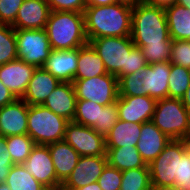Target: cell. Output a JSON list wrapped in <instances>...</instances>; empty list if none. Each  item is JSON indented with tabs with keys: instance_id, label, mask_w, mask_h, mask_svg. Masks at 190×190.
Wrapping results in <instances>:
<instances>
[{
	"instance_id": "cell-25",
	"label": "cell",
	"mask_w": 190,
	"mask_h": 190,
	"mask_svg": "<svg viewBox=\"0 0 190 190\" xmlns=\"http://www.w3.org/2000/svg\"><path fill=\"white\" fill-rule=\"evenodd\" d=\"M77 63L78 68L74 79H88L108 73L102 59L89 43L79 48Z\"/></svg>"
},
{
	"instance_id": "cell-26",
	"label": "cell",
	"mask_w": 190,
	"mask_h": 190,
	"mask_svg": "<svg viewBox=\"0 0 190 190\" xmlns=\"http://www.w3.org/2000/svg\"><path fill=\"white\" fill-rule=\"evenodd\" d=\"M108 164L120 171L145 167L140 153L136 147L106 148Z\"/></svg>"
},
{
	"instance_id": "cell-8",
	"label": "cell",
	"mask_w": 190,
	"mask_h": 190,
	"mask_svg": "<svg viewBox=\"0 0 190 190\" xmlns=\"http://www.w3.org/2000/svg\"><path fill=\"white\" fill-rule=\"evenodd\" d=\"M77 100H88L102 106L113 104L119 97L118 79L115 75L104 74L88 79H74Z\"/></svg>"
},
{
	"instance_id": "cell-2",
	"label": "cell",
	"mask_w": 190,
	"mask_h": 190,
	"mask_svg": "<svg viewBox=\"0 0 190 190\" xmlns=\"http://www.w3.org/2000/svg\"><path fill=\"white\" fill-rule=\"evenodd\" d=\"M131 38L136 47L172 44L165 9L145 3L132 7Z\"/></svg>"
},
{
	"instance_id": "cell-12",
	"label": "cell",
	"mask_w": 190,
	"mask_h": 190,
	"mask_svg": "<svg viewBox=\"0 0 190 190\" xmlns=\"http://www.w3.org/2000/svg\"><path fill=\"white\" fill-rule=\"evenodd\" d=\"M22 165L45 187L61 184L57 180L48 145L36 144Z\"/></svg>"
},
{
	"instance_id": "cell-33",
	"label": "cell",
	"mask_w": 190,
	"mask_h": 190,
	"mask_svg": "<svg viewBox=\"0 0 190 190\" xmlns=\"http://www.w3.org/2000/svg\"><path fill=\"white\" fill-rule=\"evenodd\" d=\"M17 58L15 29L8 24L0 23V66Z\"/></svg>"
},
{
	"instance_id": "cell-4",
	"label": "cell",
	"mask_w": 190,
	"mask_h": 190,
	"mask_svg": "<svg viewBox=\"0 0 190 190\" xmlns=\"http://www.w3.org/2000/svg\"><path fill=\"white\" fill-rule=\"evenodd\" d=\"M151 121L170 140H184L190 133V113L181 99L157 100Z\"/></svg>"
},
{
	"instance_id": "cell-18",
	"label": "cell",
	"mask_w": 190,
	"mask_h": 190,
	"mask_svg": "<svg viewBox=\"0 0 190 190\" xmlns=\"http://www.w3.org/2000/svg\"><path fill=\"white\" fill-rule=\"evenodd\" d=\"M171 140L152 121L142 123L136 149L146 165H149L164 150Z\"/></svg>"
},
{
	"instance_id": "cell-1",
	"label": "cell",
	"mask_w": 190,
	"mask_h": 190,
	"mask_svg": "<svg viewBox=\"0 0 190 190\" xmlns=\"http://www.w3.org/2000/svg\"><path fill=\"white\" fill-rule=\"evenodd\" d=\"M132 7L122 2L86 7L84 18L88 41L101 37L131 36Z\"/></svg>"
},
{
	"instance_id": "cell-9",
	"label": "cell",
	"mask_w": 190,
	"mask_h": 190,
	"mask_svg": "<svg viewBox=\"0 0 190 190\" xmlns=\"http://www.w3.org/2000/svg\"><path fill=\"white\" fill-rule=\"evenodd\" d=\"M17 58L41 68L49 58L51 46L45 29H15Z\"/></svg>"
},
{
	"instance_id": "cell-44",
	"label": "cell",
	"mask_w": 190,
	"mask_h": 190,
	"mask_svg": "<svg viewBox=\"0 0 190 190\" xmlns=\"http://www.w3.org/2000/svg\"><path fill=\"white\" fill-rule=\"evenodd\" d=\"M143 1L149 5L161 7L164 9L177 3V0H143Z\"/></svg>"
},
{
	"instance_id": "cell-14",
	"label": "cell",
	"mask_w": 190,
	"mask_h": 190,
	"mask_svg": "<svg viewBox=\"0 0 190 190\" xmlns=\"http://www.w3.org/2000/svg\"><path fill=\"white\" fill-rule=\"evenodd\" d=\"M116 102L119 120L140 124L152 120L156 100L150 96H119Z\"/></svg>"
},
{
	"instance_id": "cell-27",
	"label": "cell",
	"mask_w": 190,
	"mask_h": 190,
	"mask_svg": "<svg viewBox=\"0 0 190 190\" xmlns=\"http://www.w3.org/2000/svg\"><path fill=\"white\" fill-rule=\"evenodd\" d=\"M102 105L88 100H77L73 122L93 128L100 134V116Z\"/></svg>"
},
{
	"instance_id": "cell-41",
	"label": "cell",
	"mask_w": 190,
	"mask_h": 190,
	"mask_svg": "<svg viewBox=\"0 0 190 190\" xmlns=\"http://www.w3.org/2000/svg\"><path fill=\"white\" fill-rule=\"evenodd\" d=\"M5 137L0 135V184L5 183L12 166L14 165L10 154L7 152Z\"/></svg>"
},
{
	"instance_id": "cell-47",
	"label": "cell",
	"mask_w": 190,
	"mask_h": 190,
	"mask_svg": "<svg viewBox=\"0 0 190 190\" xmlns=\"http://www.w3.org/2000/svg\"><path fill=\"white\" fill-rule=\"evenodd\" d=\"M74 190H102L97 182L90 183L84 187L76 188Z\"/></svg>"
},
{
	"instance_id": "cell-32",
	"label": "cell",
	"mask_w": 190,
	"mask_h": 190,
	"mask_svg": "<svg viewBox=\"0 0 190 190\" xmlns=\"http://www.w3.org/2000/svg\"><path fill=\"white\" fill-rule=\"evenodd\" d=\"M168 97L182 99L190 85V69L171 64Z\"/></svg>"
},
{
	"instance_id": "cell-20",
	"label": "cell",
	"mask_w": 190,
	"mask_h": 190,
	"mask_svg": "<svg viewBox=\"0 0 190 190\" xmlns=\"http://www.w3.org/2000/svg\"><path fill=\"white\" fill-rule=\"evenodd\" d=\"M60 81L42 67L36 68L22 99L28 105H43Z\"/></svg>"
},
{
	"instance_id": "cell-5",
	"label": "cell",
	"mask_w": 190,
	"mask_h": 190,
	"mask_svg": "<svg viewBox=\"0 0 190 190\" xmlns=\"http://www.w3.org/2000/svg\"><path fill=\"white\" fill-rule=\"evenodd\" d=\"M69 121L43 105H29L28 135L37 145L64 140Z\"/></svg>"
},
{
	"instance_id": "cell-31",
	"label": "cell",
	"mask_w": 190,
	"mask_h": 190,
	"mask_svg": "<svg viewBox=\"0 0 190 190\" xmlns=\"http://www.w3.org/2000/svg\"><path fill=\"white\" fill-rule=\"evenodd\" d=\"M150 187L151 180L148 165L122 171L120 190H150Z\"/></svg>"
},
{
	"instance_id": "cell-23",
	"label": "cell",
	"mask_w": 190,
	"mask_h": 190,
	"mask_svg": "<svg viewBox=\"0 0 190 190\" xmlns=\"http://www.w3.org/2000/svg\"><path fill=\"white\" fill-rule=\"evenodd\" d=\"M171 62L151 63L147 65V95L161 100L168 97V80Z\"/></svg>"
},
{
	"instance_id": "cell-38",
	"label": "cell",
	"mask_w": 190,
	"mask_h": 190,
	"mask_svg": "<svg viewBox=\"0 0 190 190\" xmlns=\"http://www.w3.org/2000/svg\"><path fill=\"white\" fill-rule=\"evenodd\" d=\"M24 0H0V23L12 25Z\"/></svg>"
},
{
	"instance_id": "cell-37",
	"label": "cell",
	"mask_w": 190,
	"mask_h": 190,
	"mask_svg": "<svg viewBox=\"0 0 190 190\" xmlns=\"http://www.w3.org/2000/svg\"><path fill=\"white\" fill-rule=\"evenodd\" d=\"M118 119L117 102L105 105L100 116V135L106 137Z\"/></svg>"
},
{
	"instance_id": "cell-46",
	"label": "cell",
	"mask_w": 190,
	"mask_h": 190,
	"mask_svg": "<svg viewBox=\"0 0 190 190\" xmlns=\"http://www.w3.org/2000/svg\"><path fill=\"white\" fill-rule=\"evenodd\" d=\"M181 100L184 106L187 108V110L190 113V85Z\"/></svg>"
},
{
	"instance_id": "cell-34",
	"label": "cell",
	"mask_w": 190,
	"mask_h": 190,
	"mask_svg": "<svg viewBox=\"0 0 190 190\" xmlns=\"http://www.w3.org/2000/svg\"><path fill=\"white\" fill-rule=\"evenodd\" d=\"M172 44H146L139 47L148 64L170 62Z\"/></svg>"
},
{
	"instance_id": "cell-28",
	"label": "cell",
	"mask_w": 190,
	"mask_h": 190,
	"mask_svg": "<svg viewBox=\"0 0 190 190\" xmlns=\"http://www.w3.org/2000/svg\"><path fill=\"white\" fill-rule=\"evenodd\" d=\"M119 96L147 95V66L118 79Z\"/></svg>"
},
{
	"instance_id": "cell-17",
	"label": "cell",
	"mask_w": 190,
	"mask_h": 190,
	"mask_svg": "<svg viewBox=\"0 0 190 190\" xmlns=\"http://www.w3.org/2000/svg\"><path fill=\"white\" fill-rule=\"evenodd\" d=\"M50 12L46 0H24L11 26L14 29H45Z\"/></svg>"
},
{
	"instance_id": "cell-10",
	"label": "cell",
	"mask_w": 190,
	"mask_h": 190,
	"mask_svg": "<svg viewBox=\"0 0 190 190\" xmlns=\"http://www.w3.org/2000/svg\"><path fill=\"white\" fill-rule=\"evenodd\" d=\"M64 140L80 156H106L105 137L91 127L70 121L66 126Z\"/></svg>"
},
{
	"instance_id": "cell-30",
	"label": "cell",
	"mask_w": 190,
	"mask_h": 190,
	"mask_svg": "<svg viewBox=\"0 0 190 190\" xmlns=\"http://www.w3.org/2000/svg\"><path fill=\"white\" fill-rule=\"evenodd\" d=\"M8 153L14 164H23L30 155L33 147L36 145L33 139L28 135H17L5 137Z\"/></svg>"
},
{
	"instance_id": "cell-13",
	"label": "cell",
	"mask_w": 190,
	"mask_h": 190,
	"mask_svg": "<svg viewBox=\"0 0 190 190\" xmlns=\"http://www.w3.org/2000/svg\"><path fill=\"white\" fill-rule=\"evenodd\" d=\"M28 109L29 105L22 98L0 108V135L28 134Z\"/></svg>"
},
{
	"instance_id": "cell-45",
	"label": "cell",
	"mask_w": 190,
	"mask_h": 190,
	"mask_svg": "<svg viewBox=\"0 0 190 190\" xmlns=\"http://www.w3.org/2000/svg\"><path fill=\"white\" fill-rule=\"evenodd\" d=\"M86 7L89 6H106L113 3H118L117 0H84Z\"/></svg>"
},
{
	"instance_id": "cell-48",
	"label": "cell",
	"mask_w": 190,
	"mask_h": 190,
	"mask_svg": "<svg viewBox=\"0 0 190 190\" xmlns=\"http://www.w3.org/2000/svg\"><path fill=\"white\" fill-rule=\"evenodd\" d=\"M150 190H180V189L175 185H170V186H151Z\"/></svg>"
},
{
	"instance_id": "cell-29",
	"label": "cell",
	"mask_w": 190,
	"mask_h": 190,
	"mask_svg": "<svg viewBox=\"0 0 190 190\" xmlns=\"http://www.w3.org/2000/svg\"><path fill=\"white\" fill-rule=\"evenodd\" d=\"M5 183L10 190H43L45 188L22 164L12 166Z\"/></svg>"
},
{
	"instance_id": "cell-3",
	"label": "cell",
	"mask_w": 190,
	"mask_h": 190,
	"mask_svg": "<svg viewBox=\"0 0 190 190\" xmlns=\"http://www.w3.org/2000/svg\"><path fill=\"white\" fill-rule=\"evenodd\" d=\"M45 30L52 50L80 48L88 43L84 13L51 11Z\"/></svg>"
},
{
	"instance_id": "cell-35",
	"label": "cell",
	"mask_w": 190,
	"mask_h": 190,
	"mask_svg": "<svg viewBox=\"0 0 190 190\" xmlns=\"http://www.w3.org/2000/svg\"><path fill=\"white\" fill-rule=\"evenodd\" d=\"M170 62L190 69V40H172Z\"/></svg>"
},
{
	"instance_id": "cell-39",
	"label": "cell",
	"mask_w": 190,
	"mask_h": 190,
	"mask_svg": "<svg viewBox=\"0 0 190 190\" xmlns=\"http://www.w3.org/2000/svg\"><path fill=\"white\" fill-rule=\"evenodd\" d=\"M175 186L180 190H190V153L187 151L179 160L178 178Z\"/></svg>"
},
{
	"instance_id": "cell-21",
	"label": "cell",
	"mask_w": 190,
	"mask_h": 190,
	"mask_svg": "<svg viewBox=\"0 0 190 190\" xmlns=\"http://www.w3.org/2000/svg\"><path fill=\"white\" fill-rule=\"evenodd\" d=\"M57 180L63 184L76 167L80 155L65 141L48 144Z\"/></svg>"
},
{
	"instance_id": "cell-40",
	"label": "cell",
	"mask_w": 190,
	"mask_h": 190,
	"mask_svg": "<svg viewBox=\"0 0 190 190\" xmlns=\"http://www.w3.org/2000/svg\"><path fill=\"white\" fill-rule=\"evenodd\" d=\"M51 11H73L84 13V0H46Z\"/></svg>"
},
{
	"instance_id": "cell-43",
	"label": "cell",
	"mask_w": 190,
	"mask_h": 190,
	"mask_svg": "<svg viewBox=\"0 0 190 190\" xmlns=\"http://www.w3.org/2000/svg\"><path fill=\"white\" fill-rule=\"evenodd\" d=\"M17 98L12 94V92L3 85L0 80V108L5 106L6 104L12 103Z\"/></svg>"
},
{
	"instance_id": "cell-42",
	"label": "cell",
	"mask_w": 190,
	"mask_h": 190,
	"mask_svg": "<svg viewBox=\"0 0 190 190\" xmlns=\"http://www.w3.org/2000/svg\"><path fill=\"white\" fill-rule=\"evenodd\" d=\"M148 65L145 56L139 47H134L130 51L127 61V75L141 70Z\"/></svg>"
},
{
	"instance_id": "cell-24",
	"label": "cell",
	"mask_w": 190,
	"mask_h": 190,
	"mask_svg": "<svg viewBox=\"0 0 190 190\" xmlns=\"http://www.w3.org/2000/svg\"><path fill=\"white\" fill-rule=\"evenodd\" d=\"M172 40H190V10L179 4L165 8Z\"/></svg>"
},
{
	"instance_id": "cell-19",
	"label": "cell",
	"mask_w": 190,
	"mask_h": 190,
	"mask_svg": "<svg viewBox=\"0 0 190 190\" xmlns=\"http://www.w3.org/2000/svg\"><path fill=\"white\" fill-rule=\"evenodd\" d=\"M76 103L77 97L73 82H60L43 106L70 122L73 121L75 115Z\"/></svg>"
},
{
	"instance_id": "cell-15",
	"label": "cell",
	"mask_w": 190,
	"mask_h": 190,
	"mask_svg": "<svg viewBox=\"0 0 190 190\" xmlns=\"http://www.w3.org/2000/svg\"><path fill=\"white\" fill-rule=\"evenodd\" d=\"M35 70V66L16 59L0 66V80L16 98H22Z\"/></svg>"
},
{
	"instance_id": "cell-36",
	"label": "cell",
	"mask_w": 190,
	"mask_h": 190,
	"mask_svg": "<svg viewBox=\"0 0 190 190\" xmlns=\"http://www.w3.org/2000/svg\"><path fill=\"white\" fill-rule=\"evenodd\" d=\"M102 190H120L122 171L107 164L97 180Z\"/></svg>"
},
{
	"instance_id": "cell-53",
	"label": "cell",
	"mask_w": 190,
	"mask_h": 190,
	"mask_svg": "<svg viewBox=\"0 0 190 190\" xmlns=\"http://www.w3.org/2000/svg\"><path fill=\"white\" fill-rule=\"evenodd\" d=\"M0 190H10V188L8 187V185L6 183H1Z\"/></svg>"
},
{
	"instance_id": "cell-51",
	"label": "cell",
	"mask_w": 190,
	"mask_h": 190,
	"mask_svg": "<svg viewBox=\"0 0 190 190\" xmlns=\"http://www.w3.org/2000/svg\"><path fill=\"white\" fill-rule=\"evenodd\" d=\"M43 190H65L62 184L51 186V187H45Z\"/></svg>"
},
{
	"instance_id": "cell-11",
	"label": "cell",
	"mask_w": 190,
	"mask_h": 190,
	"mask_svg": "<svg viewBox=\"0 0 190 190\" xmlns=\"http://www.w3.org/2000/svg\"><path fill=\"white\" fill-rule=\"evenodd\" d=\"M107 164V156H80L76 167L62 184L64 189L74 190L97 182Z\"/></svg>"
},
{
	"instance_id": "cell-7",
	"label": "cell",
	"mask_w": 190,
	"mask_h": 190,
	"mask_svg": "<svg viewBox=\"0 0 190 190\" xmlns=\"http://www.w3.org/2000/svg\"><path fill=\"white\" fill-rule=\"evenodd\" d=\"M188 151L185 140H171L149 165L151 186L175 185L179 160Z\"/></svg>"
},
{
	"instance_id": "cell-49",
	"label": "cell",
	"mask_w": 190,
	"mask_h": 190,
	"mask_svg": "<svg viewBox=\"0 0 190 190\" xmlns=\"http://www.w3.org/2000/svg\"><path fill=\"white\" fill-rule=\"evenodd\" d=\"M118 2H122V3H126L129 4L131 6H134L136 4H138L139 2L143 1V0H117Z\"/></svg>"
},
{
	"instance_id": "cell-6",
	"label": "cell",
	"mask_w": 190,
	"mask_h": 190,
	"mask_svg": "<svg viewBox=\"0 0 190 190\" xmlns=\"http://www.w3.org/2000/svg\"><path fill=\"white\" fill-rule=\"evenodd\" d=\"M88 43L102 59L105 69L117 79L127 75V61L130 51L135 47L131 36L101 37Z\"/></svg>"
},
{
	"instance_id": "cell-52",
	"label": "cell",
	"mask_w": 190,
	"mask_h": 190,
	"mask_svg": "<svg viewBox=\"0 0 190 190\" xmlns=\"http://www.w3.org/2000/svg\"><path fill=\"white\" fill-rule=\"evenodd\" d=\"M187 145L188 152L190 153V133L188 136L184 139Z\"/></svg>"
},
{
	"instance_id": "cell-50",
	"label": "cell",
	"mask_w": 190,
	"mask_h": 190,
	"mask_svg": "<svg viewBox=\"0 0 190 190\" xmlns=\"http://www.w3.org/2000/svg\"><path fill=\"white\" fill-rule=\"evenodd\" d=\"M177 4L190 10V0H177Z\"/></svg>"
},
{
	"instance_id": "cell-22",
	"label": "cell",
	"mask_w": 190,
	"mask_h": 190,
	"mask_svg": "<svg viewBox=\"0 0 190 190\" xmlns=\"http://www.w3.org/2000/svg\"><path fill=\"white\" fill-rule=\"evenodd\" d=\"M142 124L117 120L109 134L105 137L106 148L136 147Z\"/></svg>"
},
{
	"instance_id": "cell-16",
	"label": "cell",
	"mask_w": 190,
	"mask_h": 190,
	"mask_svg": "<svg viewBox=\"0 0 190 190\" xmlns=\"http://www.w3.org/2000/svg\"><path fill=\"white\" fill-rule=\"evenodd\" d=\"M79 48L51 50L42 68L60 82H73L78 68Z\"/></svg>"
}]
</instances>
